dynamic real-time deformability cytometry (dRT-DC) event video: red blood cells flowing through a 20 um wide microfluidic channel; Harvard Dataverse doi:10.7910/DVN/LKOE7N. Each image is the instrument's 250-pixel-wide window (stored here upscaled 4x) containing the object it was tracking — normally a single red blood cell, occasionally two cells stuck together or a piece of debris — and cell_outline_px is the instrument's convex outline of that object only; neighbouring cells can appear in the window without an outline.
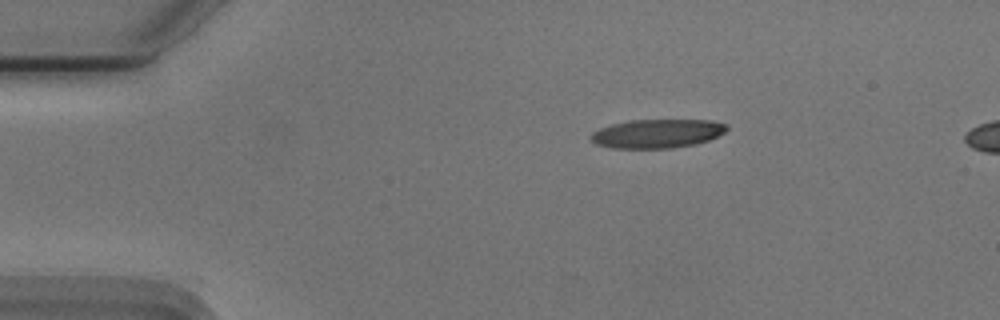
{"species": "Egyptian fruit bat (a non-hibernating species)", "species_latin": "Rousettus aegyptiacus", "temperature_condition": "cold", "stored_images_in_passage": 46, "camera_frame_rate_fps": 3000, "um_per_image_px": 0.085, "animal": {"sex": "male"}, "frame": {"image": 1, "passage_image": 1, "time_ms": 0.0, "image_size_px": [1000, 320], "cell_outline_px": [[728, 128], [724, 132], [708, 140], [696, 144], [672, 148], [612, 148], [596, 144], [588, 136], [592, 132], [600, 128], [612, 124], [628, 120], [712, 120], [728, 124]], "centroid_in_image_um": [55.85, 11.35], "position_along_channel_um": 29.1, "area_um2": 22.89}}
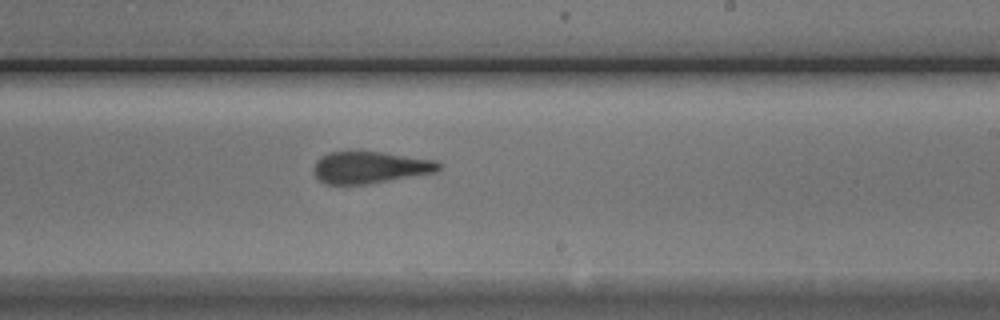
{"frame": {"image": 2, "passage_image": 24, "time_ms": 7.667, "image_size_px": [1000, 320], "cell_outline_px": [[444, 164], [436, 172], [364, 184], [324, 184], [312, 172], [312, 168], [316, 160], [320, 156], [328, 152], [380, 152], [436, 160]], "centroid_in_image_um": [31.42, 14.22], "position_along_channel_um": 257.6, "area_um2": 23.12}}
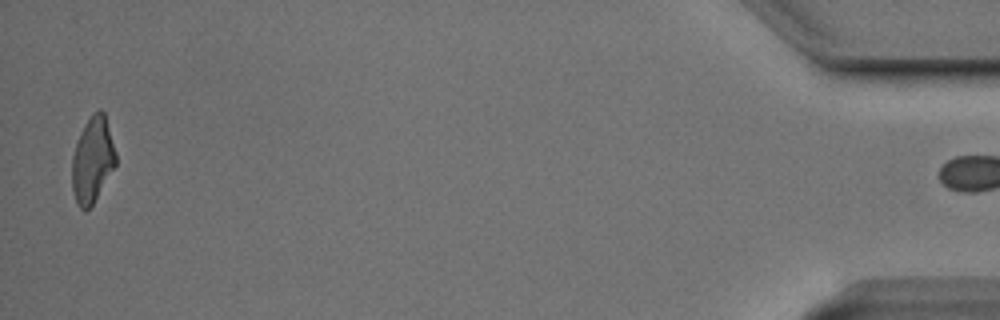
{"frame": {"image": 3, "passage_image": 45, "time_ms": 14.667, "image_size_px": [1000, 320], "cell_outline_px": [[116, 164], [92, 204], [84, 212], [76, 204], [72, 188], [72, 156], [80, 132], [84, 124], [92, 112], [100, 108], [104, 112], [116, 152]], "centroid_in_image_um": [7.85, 13.56], "position_along_channel_um": 427.4, "area_um2": 21.79}, "authors_computed_cell_mechanics": {"area_um2": 23.9581, "velocity_mm_per_s": 3.7401, "shape_relaxation_time_tau1_ms": 8.4886, "shape_relaxation_time_tau2_ms": 2.3957, "deformation_change_tau1": 0.2255, "deformation_change_tau2": 0.1228}}